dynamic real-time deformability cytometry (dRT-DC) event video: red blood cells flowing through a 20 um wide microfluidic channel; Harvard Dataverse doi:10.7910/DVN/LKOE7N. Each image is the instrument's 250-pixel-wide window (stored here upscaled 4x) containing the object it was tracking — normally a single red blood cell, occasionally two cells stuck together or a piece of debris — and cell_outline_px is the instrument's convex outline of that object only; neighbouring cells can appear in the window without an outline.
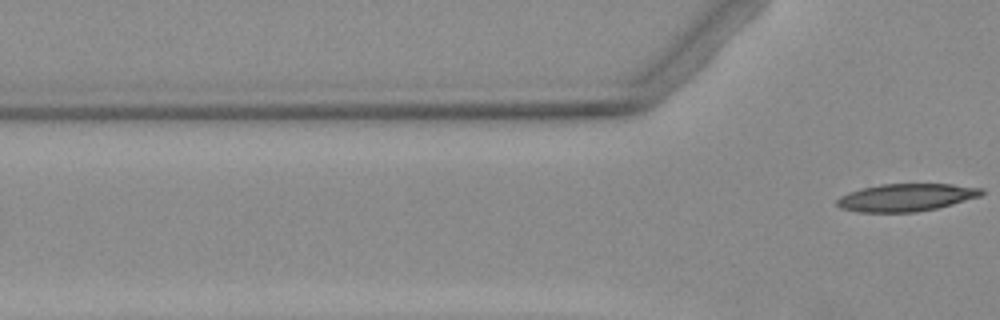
{"species": "Egyptian fruit bat (a non-hibernating species)", "species_latin": "Rousettus aegyptiacus", "temperature_condition": "warm", "stored_images_in_passage": 5, "segment_of_instrument_passage": [2, 2], "camera_frame_rate_fps": 3000, "um_per_image_px": 0.085, "animal": {"sex": "female"}, "frame": {"image": 1, "passage_image": 5, "time_ms": 5.0, "image_size_px": [1000, 320], "cell_outline_px": [[984, 192], [980, 196], [952, 204], [936, 208], [916, 212], [860, 212], [840, 208], [836, 204], [836, 200], [840, 196], [848, 192], [880, 184], [952, 184], [980, 188]], "centroid_in_image_um": [76.99, 16.78], "position_along_channel_um": 48.8, "area_um2": 23.06}}